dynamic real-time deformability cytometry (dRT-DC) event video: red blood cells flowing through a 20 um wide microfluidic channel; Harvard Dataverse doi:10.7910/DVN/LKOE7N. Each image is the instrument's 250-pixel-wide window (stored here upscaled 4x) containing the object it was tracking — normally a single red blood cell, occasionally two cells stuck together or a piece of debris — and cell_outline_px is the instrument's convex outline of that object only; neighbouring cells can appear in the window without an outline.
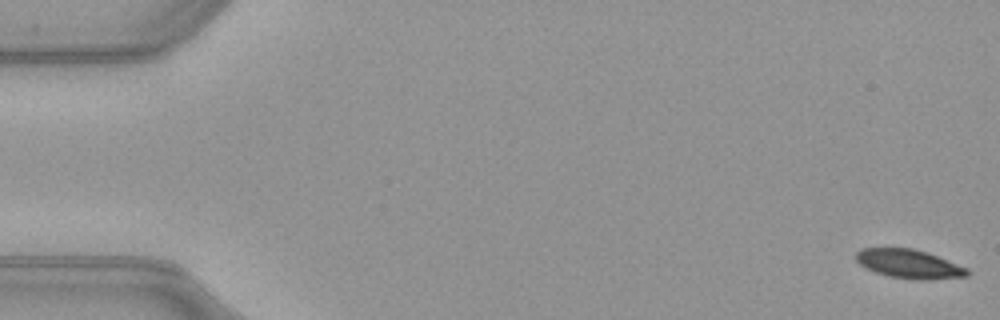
{"species": "common noctule bat (a hibernating species)", "species_latin": "Nyctalus noctula", "temperature_condition": "warm", "stored_images_in_passage": 52, "camera_frame_rate_fps": 3000, "um_per_image_px": 0.085, "animal": {"sex": "female", "body_mass_g": 21.9}, "frame": {"image": 1, "passage_image": 1, "time_ms": 0.0, "image_size_px": [1000, 320], "cell_outline_px": [[972, 272], [968, 276], [924, 280], [916, 280], [888, 276], [864, 268], [856, 260], [856, 252], [860, 248], [912, 248], [936, 256], [968, 268]], "centroid_in_image_um": [77.26, 22.44], "position_along_channel_um": 7.7, "area_um2": 18.67}}
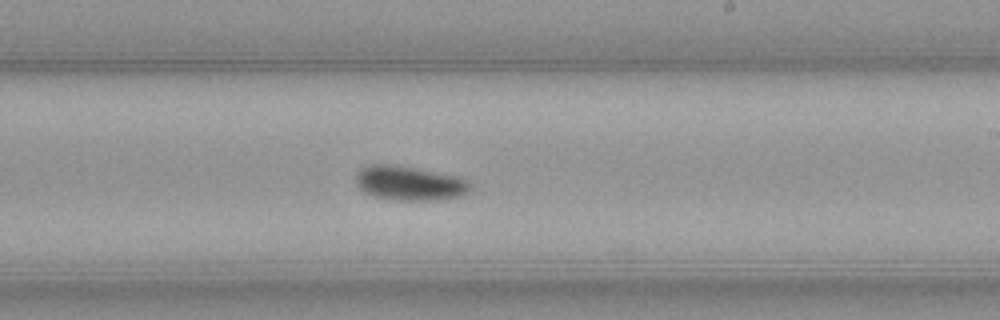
{"frame": {"image": 2, "passage_image": 31, "time_ms": 10.0, "image_size_px": [1000, 320], "cell_outline_px": [[472, 188], [468, 192], [460, 196], [440, 200], [396, 200], [376, 196], [364, 192], [356, 184], [356, 172], [368, 164], [392, 164], [416, 168], [460, 176], [468, 180], [472, 184]], "centroid_in_image_um": [34.84, 15.56], "position_along_channel_um": 254.2, "area_um2": 23.18}}
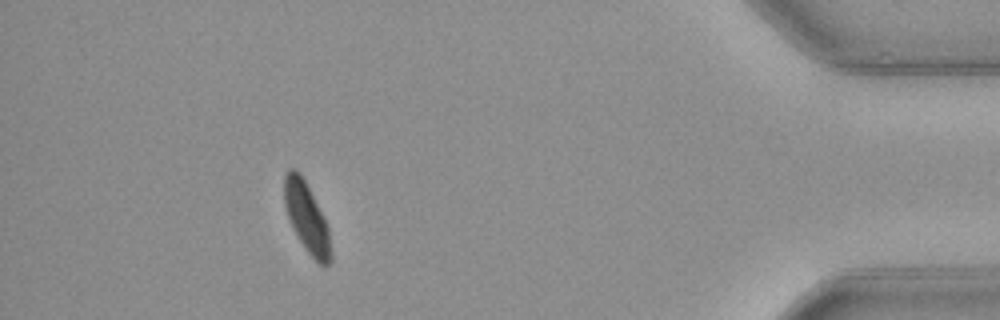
{"frame": {"image": 3, "passage_image": 47, "time_ms": 15.333, "image_size_px": [1000, 320], "cell_outline_px": [[332, 260], [324, 268], [304, 248], [288, 216], [284, 204], [284, 176], [288, 168], [296, 168], [300, 172], [328, 228], [332, 252]], "centroid_in_image_um": [26.06, 18.5], "position_along_channel_um": 409.1, "area_um2": 18.44}, "authors_computed_cell_mechanics": {"area_um2": 20.5479, "velocity_mm_per_s": 3.9898, "shape_relaxation_time_tau1_ms": 2.4004, "shape_relaxation_time_tau2_ms": 8.8864, "deformation_change_tau1": 0.1298, "deformation_change_tau2": 0.1101}}